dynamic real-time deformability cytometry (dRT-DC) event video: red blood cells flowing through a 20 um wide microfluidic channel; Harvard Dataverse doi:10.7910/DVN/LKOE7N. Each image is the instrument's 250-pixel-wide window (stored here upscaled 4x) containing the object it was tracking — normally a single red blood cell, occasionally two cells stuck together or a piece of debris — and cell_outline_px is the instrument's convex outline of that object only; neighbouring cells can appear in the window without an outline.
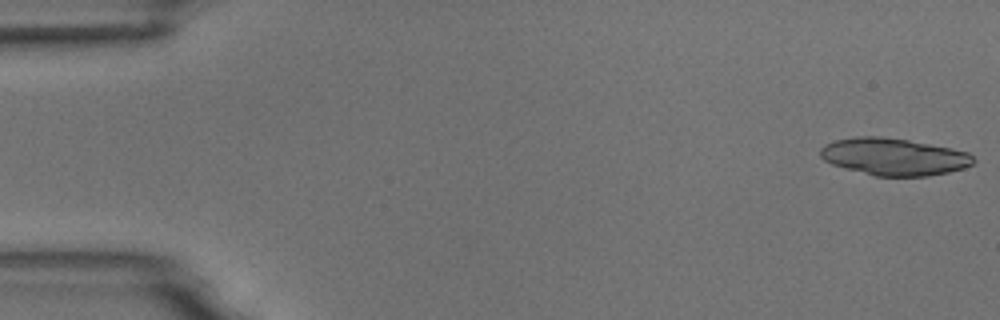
{"species": "common noctule bat (a hibernating species)", "species_latin": "Nyctalus noctula", "temperature_condition": "room temperature", "stored_images_in_passage": 5, "camera_frame_rate_fps": 3000, "um_per_image_px": 0.085, "animal": {"sex": "male", "body_mass_g": 18.8}, "frame": {"image": 1, "passage_image": 1, "time_ms": 0.0, "image_size_px": [1000, 320], "cell_outline_px": [[976, 160], [972, 164], [964, 168], [948, 172], [928, 176], [876, 176], [832, 164], [824, 160], [820, 156], [820, 148], [824, 144], [836, 140], [856, 136], [880, 136], [908, 140], [952, 148], [968, 152]], "centroid_in_image_um": [75.98, 13.31], "position_along_channel_um": 9.0, "area_um2": 33.06}}